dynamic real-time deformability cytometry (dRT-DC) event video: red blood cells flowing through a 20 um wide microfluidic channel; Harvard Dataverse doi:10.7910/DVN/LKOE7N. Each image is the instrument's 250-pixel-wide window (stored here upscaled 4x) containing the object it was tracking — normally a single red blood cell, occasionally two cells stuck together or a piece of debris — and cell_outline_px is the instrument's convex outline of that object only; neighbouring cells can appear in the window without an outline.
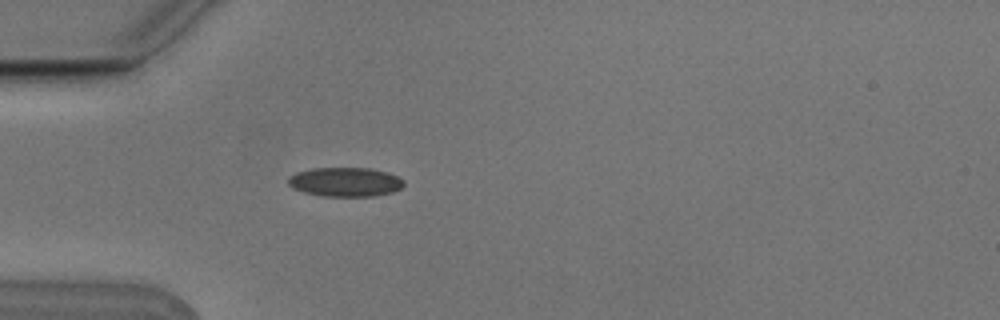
{"species": "Egyptian fruit bat (a non-hibernating species)", "species_latin": "Rousettus aegyptiacus", "temperature_condition": "cold", "stored_images_in_passage": 5, "camera_frame_rate_fps": 3000, "um_per_image_px": 0.085, "animal": {"sex": "male"}, "frame": {"image": 1, "passage_image": 5, "time_ms": 1.333, "image_size_px": [1000, 320], "cell_outline_px": [[404, 184], [400, 188], [392, 192], [372, 196], [324, 196], [304, 192], [292, 188], [288, 184], [288, 176], [296, 172], [312, 168], [372, 168], [388, 172], [404, 180]], "centroid_in_image_um": [29.32, 15.46], "position_along_channel_um": 55.7, "area_um2": 19.71}}